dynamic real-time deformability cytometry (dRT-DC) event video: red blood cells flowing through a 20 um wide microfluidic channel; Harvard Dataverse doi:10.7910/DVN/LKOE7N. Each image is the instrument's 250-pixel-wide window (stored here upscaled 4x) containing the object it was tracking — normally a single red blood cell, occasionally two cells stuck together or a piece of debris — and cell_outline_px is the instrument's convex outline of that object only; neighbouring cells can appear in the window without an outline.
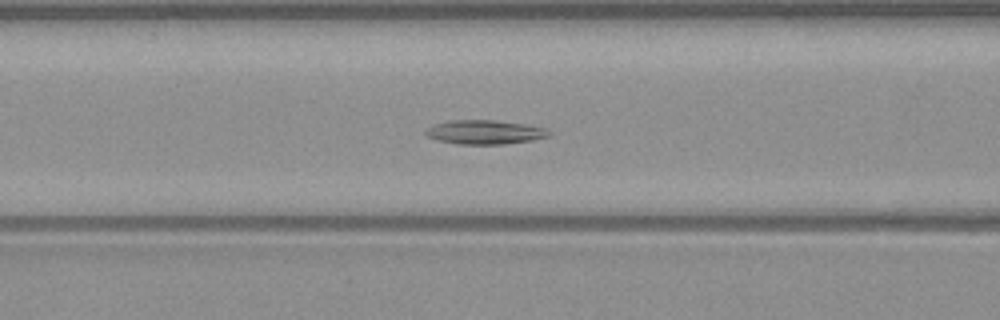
{"species": "common noctule bat (a hibernating species)", "species_latin": "Nyctalus noctula", "temperature_condition": "warm", "stored_images_in_passage": 36, "camera_frame_rate_fps": 3000, "um_per_image_px": 0.085, "animal": {"sex": "male", "body_mass_g": 23.1, "forearm_length_mm": 52.7}, "frame": {"image": 1, "passage_image": 5, "time_ms": 1.333, "image_size_px": [1000, 320], "cell_outline_px": [[552, 132], [548, 136], [532, 140], [504, 144], [456, 144], [440, 140], [428, 136], [424, 132], [432, 124], [448, 120], [496, 120], [524, 124], [544, 128]], "centroid_in_image_um": [41.19, 11.22], "position_along_channel_um": 125.4, "area_um2": 17.22}}
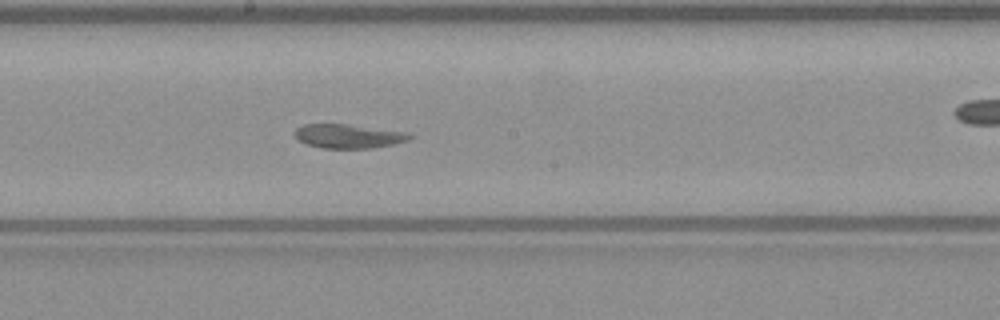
{"frame": {"image": 2, "passage_image": 12, "time_ms": 3.667, "image_size_px": [1000, 320], "cell_outline_px": [[412, 136], [408, 140], [392, 144], [372, 148], [320, 148], [304, 144], [292, 132], [296, 128], [304, 124], [348, 124], [412, 132]], "centroid_in_image_um": [29.62, 11.56], "position_along_channel_um": 218.6, "area_um2": 16.3}}
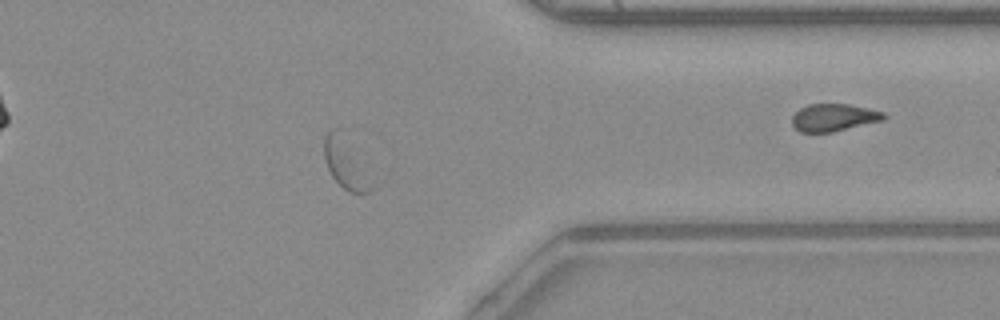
{"frame": {"image": 3, "passage_image": 25, "time_ms": 8.0, "image_size_px": [1000, 320], "cell_outline_px": [[372, 188], [368, 192], [348, 192], [332, 176], [324, 160], [324, 136], [328, 132], [336, 128]], "centroid_in_image_um": [29.21, 13.95], "position_along_channel_um": 382.2, "area_um2": 11.73}}